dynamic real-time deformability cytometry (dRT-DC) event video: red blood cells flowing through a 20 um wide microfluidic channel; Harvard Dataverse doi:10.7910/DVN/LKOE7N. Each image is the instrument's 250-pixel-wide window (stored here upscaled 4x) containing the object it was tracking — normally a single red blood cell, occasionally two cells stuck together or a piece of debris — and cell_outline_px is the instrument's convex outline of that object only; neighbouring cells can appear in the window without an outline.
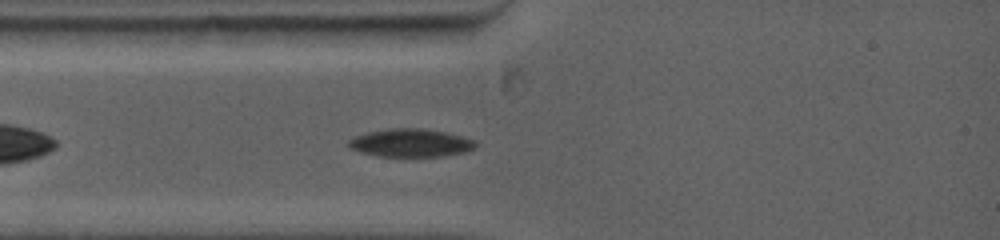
{"species": "common noctule bat (a hibernating species)", "species_latin": "Nyctalus noctula", "temperature_condition": "warm", "stored_images_in_passage": 48, "camera_frame_rate_fps": 5000, "um_per_image_px": 0.085, "animal": {"sex": "female", "body_mass_g": 19.0, "forearm_length_mm": 53.3}, "frame": {"image": 1, "passage_image": 6, "time_ms": 1.8, "image_size_px": [1000, 240], "cell_outline_px": [[476, 148], [464, 152], [444, 156], [376, 156], [348, 148], [348, 140], [356, 136], [368, 132], [388, 128], [424, 128], [448, 132], [476, 140]], "centroid_in_image_um": [34.93, 12.14], "position_along_channel_um": 50.1, "area_um2": 20.92}}
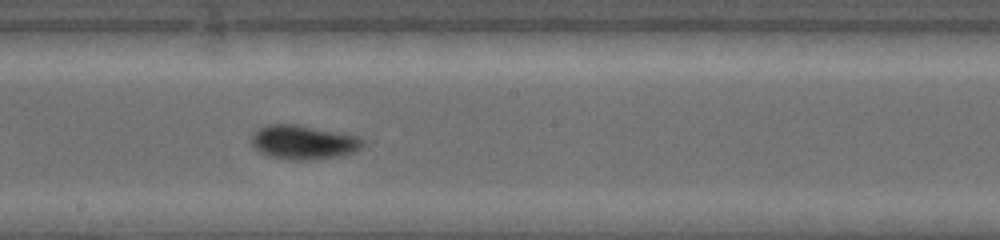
{"frame": {"image": 2, "passage_image": 25, "time_ms": 6.2, "image_size_px": [1000, 240], "cell_outline_px": [[368, 144], [356, 152], [336, 156], [304, 160], [296, 160], [268, 156], [260, 152], [252, 144], [252, 136], [256, 128], [268, 124], [296, 124], [356, 136], [364, 140]], "centroid_in_image_um": [25.8, 12.08], "position_along_channel_um": 222.4, "area_um2": 22.02}}
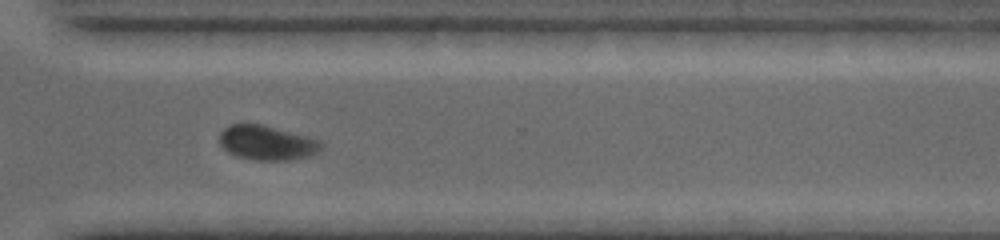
{"frame": {"image": 3, "passage_image": 39, "time_ms": 9.4, "image_size_px": [1000, 240], "cell_outline_px": [[324, 144], [316, 152], [308, 156], [288, 160], [256, 160], [236, 156], [228, 152], [220, 144], [220, 132], [224, 128], [232, 124], [264, 124], [308, 136], [320, 140]], "centroid_in_image_um": [22.69, 12.12], "position_along_channel_um": 347.9, "area_um2": 20.46}, "authors_computed_cell_mechanics": {"area_um2": 21.1259, "velocity_mm_per_s": 3.9131, "shape_relaxation_time_tau1_ms": 4.2005, "shape_relaxation_time_tau2_ms": 0.8822, "deformation_change_tau1": 0.1288, "deformation_change_tau2": 0.0335}}